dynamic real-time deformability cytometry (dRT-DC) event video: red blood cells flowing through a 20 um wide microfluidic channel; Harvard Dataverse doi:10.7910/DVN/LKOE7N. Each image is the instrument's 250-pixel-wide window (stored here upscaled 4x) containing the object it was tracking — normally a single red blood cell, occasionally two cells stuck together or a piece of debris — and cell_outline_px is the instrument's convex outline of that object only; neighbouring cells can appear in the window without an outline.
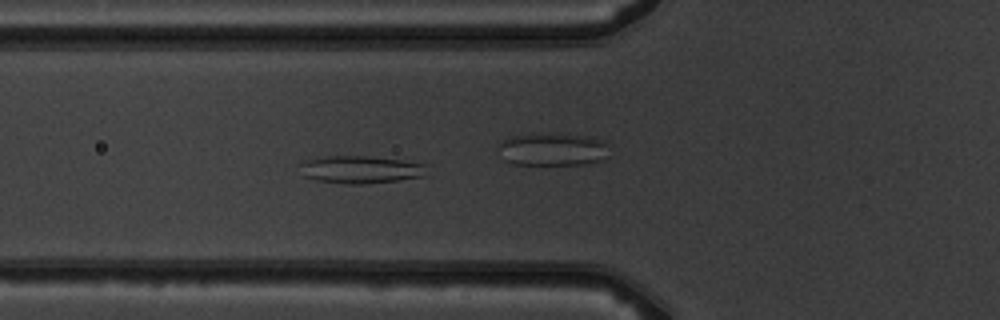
{"species": "common noctule bat (a hibernating species)", "species_latin": "Nyctalus noctula", "temperature_condition": "warm", "stored_images_in_passage": 7, "camera_frame_rate_fps": 3000, "um_per_image_px": 0.085, "animal": {"sex": "male", "body_mass_g": 19.5, "forearm_length_mm": 54.6}, "frame": {"image": 1, "passage_image": 6, "time_ms": 5.667, "image_size_px": [1000, 320], "cell_outline_px": [[428, 176], [368, 184], [348, 184], [316, 180], [304, 176], [300, 164], [304, 160], [324, 156], [368, 156], [400, 160], [428, 164]], "centroid_in_image_um": [30.72, 14.41], "position_along_channel_um": 95.1, "area_um2": 20.63}}